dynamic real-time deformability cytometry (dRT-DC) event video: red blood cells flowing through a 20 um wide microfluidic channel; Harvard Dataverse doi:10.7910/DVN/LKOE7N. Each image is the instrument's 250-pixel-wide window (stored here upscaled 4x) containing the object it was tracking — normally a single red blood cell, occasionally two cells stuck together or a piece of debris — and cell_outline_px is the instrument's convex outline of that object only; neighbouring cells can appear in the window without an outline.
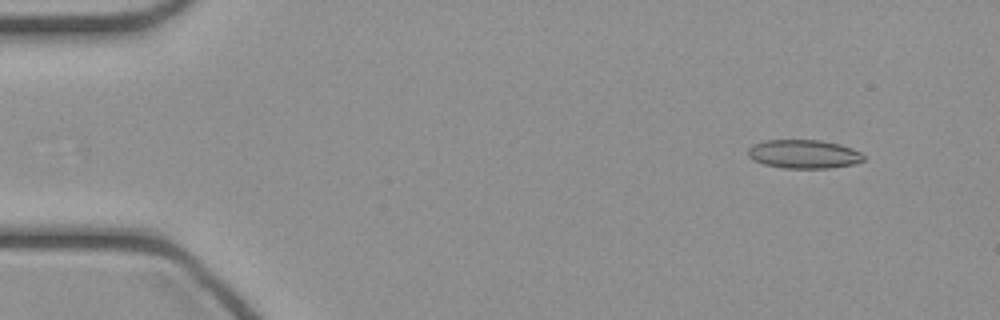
{"species": "common noctule bat (a hibernating species)", "species_latin": "Nyctalus noctula", "temperature_condition": "cold", "stored_images_in_passage": 47, "camera_frame_rate_fps": 3000, "um_per_image_px": 0.085, "animal": {"sex": "female", "body_mass_g": 21.9}, "frame": {"image": 1, "passage_image": 5, "time_ms": 1.333, "image_size_px": [1000, 320], "cell_outline_px": [[864, 160], [852, 164], [832, 168], [784, 168], [764, 164], [752, 160], [748, 156], [748, 148], [752, 144], [764, 140], [820, 140], [840, 144], [852, 148], [860, 152], [864, 156]], "centroid_in_image_um": [68.29, 13.09], "position_along_channel_um": 16.7, "area_um2": 19.42}}
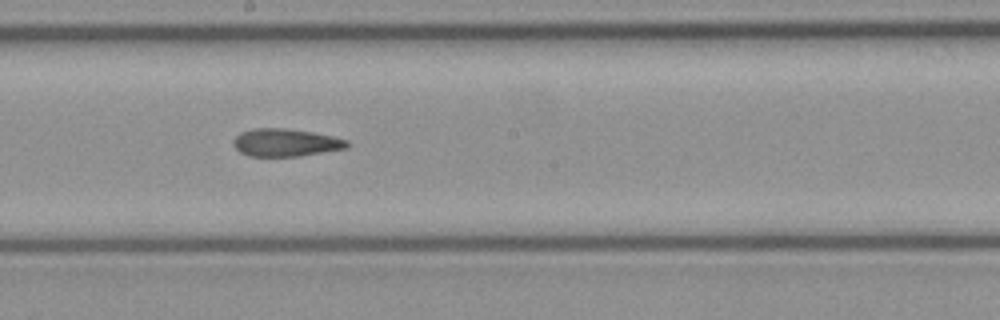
{"frame": {"image": 2, "passage_image": 26, "time_ms": 8.333, "image_size_px": [1000, 320], "cell_outline_px": [[348, 148], [300, 156], [248, 156], [240, 152], [232, 144], [232, 140], [240, 132], [252, 128], [284, 128], [312, 132], [332, 136], [348, 140]], "centroid_in_image_um": [24.25, 12.12], "position_along_channel_um": 223.9, "area_um2": 18.44}}
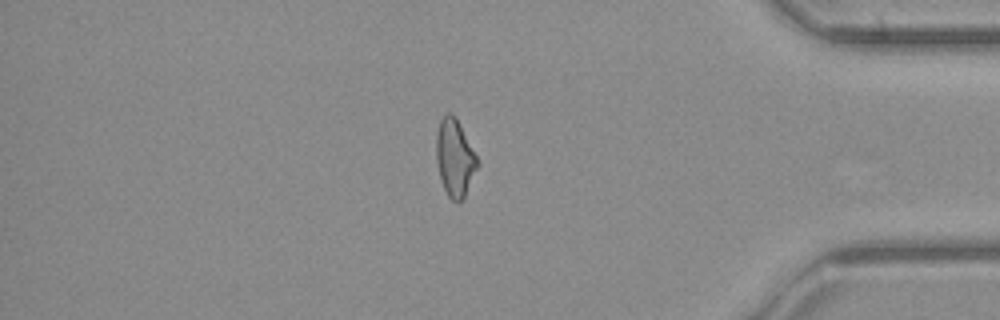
{"frame": {"image": 3, "passage_image": 40, "time_ms": 13.0, "image_size_px": [1000, 320], "cell_outline_px": [[480, 164], [464, 196], [460, 200], [452, 200], [448, 196], [440, 180], [436, 160], [436, 132], [440, 120], [448, 112], [452, 112], [456, 116]], "centroid_in_image_um": [38.64, 13.38], "position_along_channel_um": 396.6, "area_um2": 18.44}}